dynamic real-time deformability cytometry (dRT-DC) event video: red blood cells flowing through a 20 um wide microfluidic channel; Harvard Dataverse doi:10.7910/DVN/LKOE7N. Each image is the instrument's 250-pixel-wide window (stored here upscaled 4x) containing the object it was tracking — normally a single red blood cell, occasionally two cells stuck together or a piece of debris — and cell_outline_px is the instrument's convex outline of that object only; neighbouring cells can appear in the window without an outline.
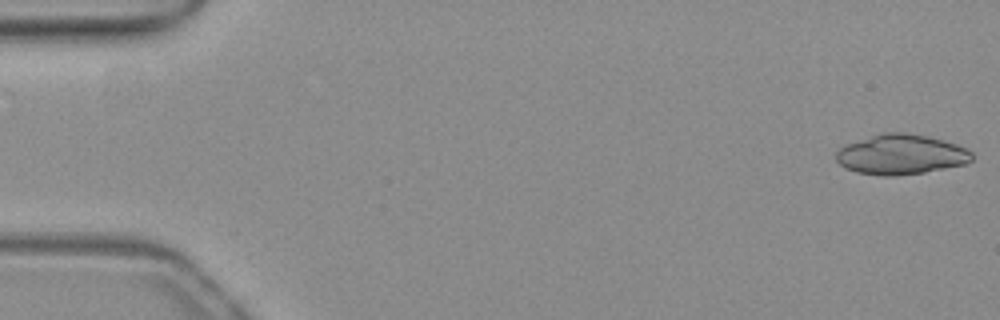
{"species": "common noctule bat (a hibernating species)", "species_latin": "Nyctalus noctula", "temperature_condition": "warm", "stored_images_in_passage": 17, "camera_frame_rate_fps": 3000, "um_per_image_px": 0.085, "animal": {"sex": "female", "body_mass_g": 19.3, "forearm_length_mm": 54.1}, "frame": {"image": 1, "passage_image": 1, "time_ms": 0.0, "image_size_px": [1000, 320], "cell_outline_px": [[972, 160], [964, 164], [924, 172], [896, 176], [880, 176], [856, 172], [844, 168], [836, 160], [836, 152], [844, 144], [884, 132], [904, 132], [928, 136], [944, 140], [968, 148], [972, 152]], "centroid_in_image_um": [76.57, 13.13], "position_along_channel_um": 8.4, "area_um2": 31.85}}